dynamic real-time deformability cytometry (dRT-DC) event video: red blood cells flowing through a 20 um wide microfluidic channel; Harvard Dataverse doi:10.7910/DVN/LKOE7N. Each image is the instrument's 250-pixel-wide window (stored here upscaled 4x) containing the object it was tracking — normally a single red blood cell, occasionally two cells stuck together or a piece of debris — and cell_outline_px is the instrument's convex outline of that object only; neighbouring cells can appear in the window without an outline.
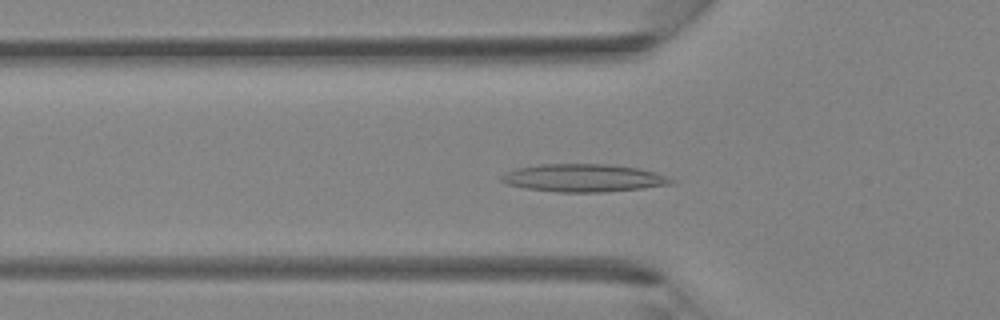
{"species": "Egyptian fruit bat (a non-hibernating species)", "species_latin": "Rousettus aegyptiacus", "temperature_condition": "room temperature", "stored_images_in_passage": 33, "camera_frame_rate_fps": 3000, "um_per_image_px": 0.085, "animal": {"sex": "female"}, "frame": {"image": 1, "passage_image": 7, "time_ms": 2.0, "image_size_px": [1000, 320], "cell_outline_px": [[676, 180], [672, 184], [640, 188], [604, 192], [556, 192], [524, 188], [508, 184], [500, 180], [500, 176], [516, 168], [540, 164], [612, 164], [640, 168], [668, 176]], "centroid_in_image_um": [49.62, 15.12], "position_along_channel_um": 76.2, "area_um2": 27.57}}
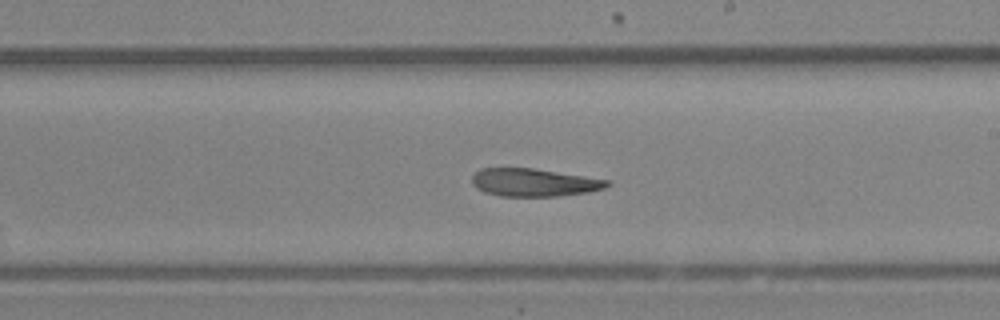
{"frame": {"image": 2, "passage_image": 17, "time_ms": 5.333, "image_size_px": [1000, 320], "cell_outline_px": [[612, 184], [604, 188], [588, 192], [560, 196], [500, 196], [484, 192], [476, 188], [472, 184], [472, 176], [480, 168], [532, 168], [584, 176], [608, 180]], "centroid_in_image_um": [45.36, 15.51], "position_along_channel_um": 243.6, "area_um2": 21.91}}
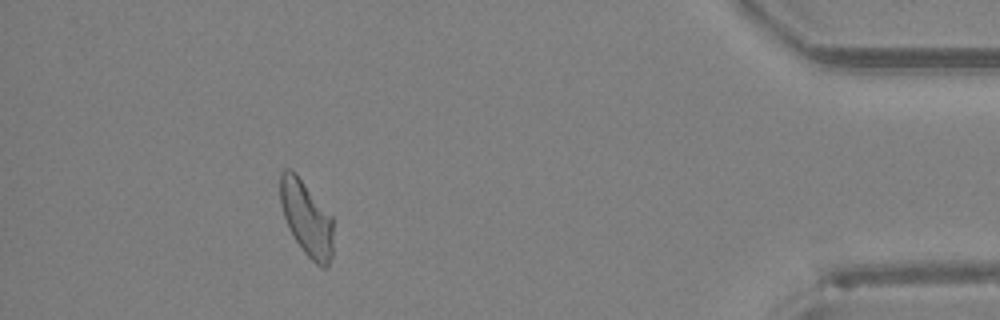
{"frame": {"image": 3, "passage_image": 30, "time_ms": 9.667, "image_size_px": [1000, 320], "cell_outline_px": [[332, 256], [328, 268], [320, 268], [304, 252], [292, 236], [288, 228], [280, 204], [280, 172], [284, 168], [292, 168], [296, 172], [332, 216]], "centroid_in_image_um": [26.04, 18.54], "position_along_channel_um": 409.2, "area_um2": 23.47}}